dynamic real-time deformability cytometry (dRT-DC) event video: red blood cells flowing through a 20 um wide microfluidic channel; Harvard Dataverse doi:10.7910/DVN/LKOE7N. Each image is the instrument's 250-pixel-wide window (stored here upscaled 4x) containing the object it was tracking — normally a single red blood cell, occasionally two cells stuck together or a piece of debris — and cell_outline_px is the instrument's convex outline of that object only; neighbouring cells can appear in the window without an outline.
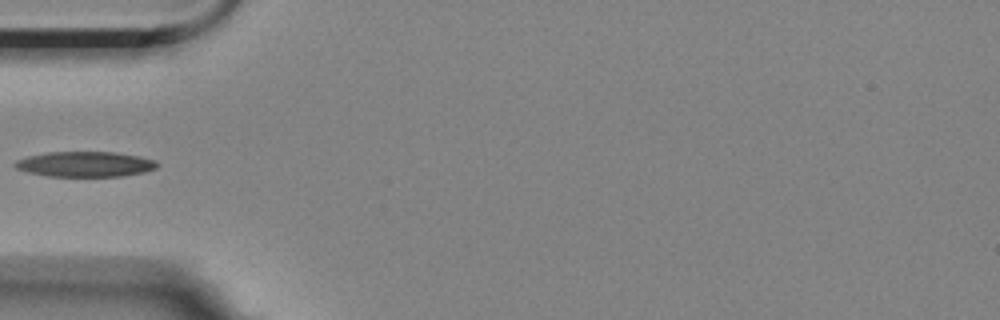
{"species": "Egyptian fruit bat (a non-hibernating species)", "species_latin": "Rousettus aegyptiacus", "temperature_condition": "room temperature", "stored_images_in_passage": 5, "camera_frame_rate_fps": 3000, "um_per_image_px": 0.085, "animal": {"sex": "female"}, "frame": {"image": 1, "passage_image": 4, "time_ms": 3.333, "image_size_px": [1000, 320], "cell_outline_px": [[160, 164], [156, 168], [144, 172], [124, 176], [48, 176], [28, 172], [16, 168], [12, 164], [16, 160], [28, 156], [48, 152], [112, 152], [136, 156], [156, 160]], "centroid_in_image_um": [7.23, 13.96], "position_along_channel_um": 77.8, "area_um2": 20.87}}
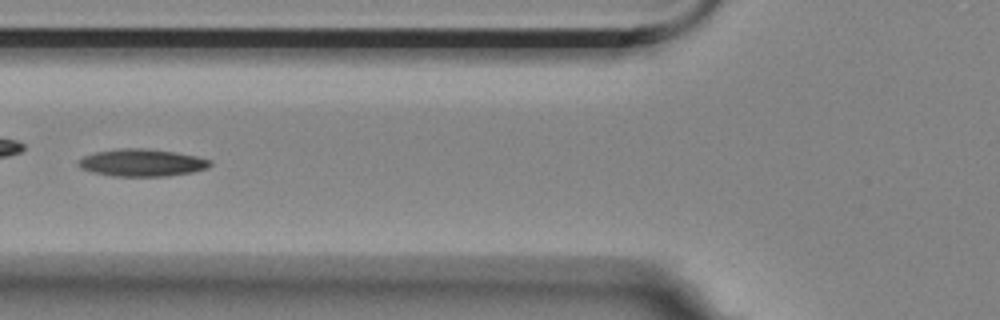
{"frame": {"image": 2, "passage_image": 5, "time_ms": 4.333, "image_size_px": [1000, 320], "cell_outline_px": [[212, 164], [208, 168], [192, 172], [168, 176], [112, 176], [92, 172], [80, 168], [76, 164], [76, 160], [84, 156], [96, 152], [120, 148], [144, 148], [176, 152], [196, 156], [212, 160]], "centroid_in_image_um": [12.05, 13.83], "position_along_channel_um": 113.8, "area_um2": 21.15}}